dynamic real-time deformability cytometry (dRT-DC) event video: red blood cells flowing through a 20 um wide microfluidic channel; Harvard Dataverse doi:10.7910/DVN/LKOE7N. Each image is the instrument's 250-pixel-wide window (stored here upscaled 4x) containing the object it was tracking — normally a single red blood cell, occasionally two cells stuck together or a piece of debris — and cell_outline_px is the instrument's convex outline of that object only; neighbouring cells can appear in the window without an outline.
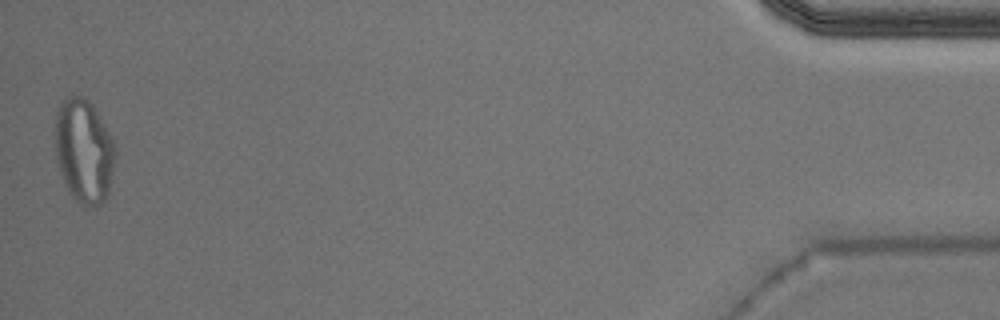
{"species": "Egyptian fruit bat (a non-hibernating species)", "species_latin": "Rousettus aegyptiacus", "temperature_condition": "warm", "stored_images_in_passage": 51, "segment_of_instrument_passage": [2, 2], "camera_frame_rate_fps": 3000, "um_per_image_px": 0.085, "animal": {"sex": "male"}, "frame": {"image": 1, "passage_image": 51, "time_ms": 16.667, "image_size_px": [1000, 320], "cell_outline_px": [[116, 152], [112, 176], [108, 196], [96, 208], [80, 204], [68, 192], [56, 160], [56, 112], [60, 104], [64, 100], [72, 96], [84, 96], [92, 104], [112, 136]], "centroid_in_image_um": [7.16, 12.86], "position_along_channel_um": 428.0, "area_um2": 36.53}}